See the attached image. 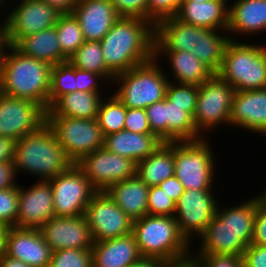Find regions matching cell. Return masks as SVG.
<instances>
[{"label":"cell","instance_id":"obj_1","mask_svg":"<svg viewBox=\"0 0 266 267\" xmlns=\"http://www.w3.org/2000/svg\"><path fill=\"white\" fill-rule=\"evenodd\" d=\"M155 25L139 17H119L100 41L107 68L116 76L154 58Z\"/></svg>","mask_w":266,"mask_h":267},{"label":"cell","instance_id":"obj_2","mask_svg":"<svg viewBox=\"0 0 266 267\" xmlns=\"http://www.w3.org/2000/svg\"><path fill=\"white\" fill-rule=\"evenodd\" d=\"M52 66L26 56L9 45L3 62L0 92L39 104L49 109V92Z\"/></svg>","mask_w":266,"mask_h":267},{"label":"cell","instance_id":"obj_3","mask_svg":"<svg viewBox=\"0 0 266 267\" xmlns=\"http://www.w3.org/2000/svg\"><path fill=\"white\" fill-rule=\"evenodd\" d=\"M13 164L16 174L21 170L48 181L66 171L73 162L45 123L38 131L15 142Z\"/></svg>","mask_w":266,"mask_h":267},{"label":"cell","instance_id":"obj_4","mask_svg":"<svg viewBox=\"0 0 266 267\" xmlns=\"http://www.w3.org/2000/svg\"><path fill=\"white\" fill-rule=\"evenodd\" d=\"M132 234L142 258L166 262L192 252L191 244L181 234L174 216L146 215L136 219L132 224Z\"/></svg>","mask_w":266,"mask_h":267},{"label":"cell","instance_id":"obj_5","mask_svg":"<svg viewBox=\"0 0 266 267\" xmlns=\"http://www.w3.org/2000/svg\"><path fill=\"white\" fill-rule=\"evenodd\" d=\"M230 38L217 74L235 91L266 88V46Z\"/></svg>","mask_w":266,"mask_h":267},{"label":"cell","instance_id":"obj_6","mask_svg":"<svg viewBox=\"0 0 266 267\" xmlns=\"http://www.w3.org/2000/svg\"><path fill=\"white\" fill-rule=\"evenodd\" d=\"M155 58L114 77L116 97L127 108L146 109L166 98L170 82Z\"/></svg>","mask_w":266,"mask_h":267},{"label":"cell","instance_id":"obj_7","mask_svg":"<svg viewBox=\"0 0 266 267\" xmlns=\"http://www.w3.org/2000/svg\"><path fill=\"white\" fill-rule=\"evenodd\" d=\"M208 139L174 142V175L185 190L212 189L214 155Z\"/></svg>","mask_w":266,"mask_h":267},{"label":"cell","instance_id":"obj_8","mask_svg":"<svg viewBox=\"0 0 266 267\" xmlns=\"http://www.w3.org/2000/svg\"><path fill=\"white\" fill-rule=\"evenodd\" d=\"M46 123L54 131L66 156L75 164L85 155L104 147L105 137L97 118L46 116Z\"/></svg>","mask_w":266,"mask_h":267},{"label":"cell","instance_id":"obj_9","mask_svg":"<svg viewBox=\"0 0 266 267\" xmlns=\"http://www.w3.org/2000/svg\"><path fill=\"white\" fill-rule=\"evenodd\" d=\"M234 93V87L217 73L198 85L193 121L201 136L222 123L229 125Z\"/></svg>","mask_w":266,"mask_h":267},{"label":"cell","instance_id":"obj_10","mask_svg":"<svg viewBox=\"0 0 266 267\" xmlns=\"http://www.w3.org/2000/svg\"><path fill=\"white\" fill-rule=\"evenodd\" d=\"M48 181L52 187L55 216L84 215L92 196L97 192L75 163Z\"/></svg>","mask_w":266,"mask_h":267},{"label":"cell","instance_id":"obj_11","mask_svg":"<svg viewBox=\"0 0 266 267\" xmlns=\"http://www.w3.org/2000/svg\"><path fill=\"white\" fill-rule=\"evenodd\" d=\"M0 24L6 41L14 46L21 38L56 25L60 13L44 0H21Z\"/></svg>","mask_w":266,"mask_h":267},{"label":"cell","instance_id":"obj_12","mask_svg":"<svg viewBox=\"0 0 266 267\" xmlns=\"http://www.w3.org/2000/svg\"><path fill=\"white\" fill-rule=\"evenodd\" d=\"M212 191L184 190L176 202L174 217L181 234L189 243L192 239L199 238L215 217L218 199Z\"/></svg>","mask_w":266,"mask_h":267},{"label":"cell","instance_id":"obj_13","mask_svg":"<svg viewBox=\"0 0 266 267\" xmlns=\"http://www.w3.org/2000/svg\"><path fill=\"white\" fill-rule=\"evenodd\" d=\"M93 242L126 236L132 233L133 220L109 197L97 191L85 210Z\"/></svg>","mask_w":266,"mask_h":267},{"label":"cell","instance_id":"obj_14","mask_svg":"<svg viewBox=\"0 0 266 267\" xmlns=\"http://www.w3.org/2000/svg\"><path fill=\"white\" fill-rule=\"evenodd\" d=\"M46 123V111L37 103L0 92V136L18 141Z\"/></svg>","mask_w":266,"mask_h":267},{"label":"cell","instance_id":"obj_15","mask_svg":"<svg viewBox=\"0 0 266 267\" xmlns=\"http://www.w3.org/2000/svg\"><path fill=\"white\" fill-rule=\"evenodd\" d=\"M76 165L97 191L135 175L136 163L102 147L82 157Z\"/></svg>","mask_w":266,"mask_h":267},{"label":"cell","instance_id":"obj_16","mask_svg":"<svg viewBox=\"0 0 266 267\" xmlns=\"http://www.w3.org/2000/svg\"><path fill=\"white\" fill-rule=\"evenodd\" d=\"M53 251L62 249H92L93 239L85 215L54 216L39 228Z\"/></svg>","mask_w":266,"mask_h":267},{"label":"cell","instance_id":"obj_17","mask_svg":"<svg viewBox=\"0 0 266 267\" xmlns=\"http://www.w3.org/2000/svg\"><path fill=\"white\" fill-rule=\"evenodd\" d=\"M55 216L49 181L39 180L28 189L19 185L18 217L15 227L40 228Z\"/></svg>","mask_w":266,"mask_h":267},{"label":"cell","instance_id":"obj_18","mask_svg":"<svg viewBox=\"0 0 266 267\" xmlns=\"http://www.w3.org/2000/svg\"><path fill=\"white\" fill-rule=\"evenodd\" d=\"M52 250L38 228L9 227L6 235V255L31 267H49Z\"/></svg>","mask_w":266,"mask_h":267},{"label":"cell","instance_id":"obj_19","mask_svg":"<svg viewBox=\"0 0 266 267\" xmlns=\"http://www.w3.org/2000/svg\"><path fill=\"white\" fill-rule=\"evenodd\" d=\"M72 14L85 41H101L120 17L110 0H78Z\"/></svg>","mask_w":266,"mask_h":267},{"label":"cell","instance_id":"obj_20","mask_svg":"<svg viewBox=\"0 0 266 267\" xmlns=\"http://www.w3.org/2000/svg\"><path fill=\"white\" fill-rule=\"evenodd\" d=\"M229 125L266 134V88L235 91Z\"/></svg>","mask_w":266,"mask_h":267},{"label":"cell","instance_id":"obj_21","mask_svg":"<svg viewBox=\"0 0 266 267\" xmlns=\"http://www.w3.org/2000/svg\"><path fill=\"white\" fill-rule=\"evenodd\" d=\"M229 4L226 0H208L203 3L181 1L175 17L185 24L225 32L228 28Z\"/></svg>","mask_w":266,"mask_h":267},{"label":"cell","instance_id":"obj_22","mask_svg":"<svg viewBox=\"0 0 266 267\" xmlns=\"http://www.w3.org/2000/svg\"><path fill=\"white\" fill-rule=\"evenodd\" d=\"M91 250L93 267H128L142 258L132 233L94 242Z\"/></svg>","mask_w":266,"mask_h":267},{"label":"cell","instance_id":"obj_23","mask_svg":"<svg viewBox=\"0 0 266 267\" xmlns=\"http://www.w3.org/2000/svg\"><path fill=\"white\" fill-rule=\"evenodd\" d=\"M198 42V27L174 17L155 24L154 51H188Z\"/></svg>","mask_w":266,"mask_h":267},{"label":"cell","instance_id":"obj_24","mask_svg":"<svg viewBox=\"0 0 266 267\" xmlns=\"http://www.w3.org/2000/svg\"><path fill=\"white\" fill-rule=\"evenodd\" d=\"M149 188L136 174L109 186L105 192L133 221L148 215Z\"/></svg>","mask_w":266,"mask_h":267},{"label":"cell","instance_id":"obj_25","mask_svg":"<svg viewBox=\"0 0 266 267\" xmlns=\"http://www.w3.org/2000/svg\"><path fill=\"white\" fill-rule=\"evenodd\" d=\"M163 142L155 134L134 133L121 130L104 138V148L137 163L146 159Z\"/></svg>","mask_w":266,"mask_h":267},{"label":"cell","instance_id":"obj_26","mask_svg":"<svg viewBox=\"0 0 266 267\" xmlns=\"http://www.w3.org/2000/svg\"><path fill=\"white\" fill-rule=\"evenodd\" d=\"M227 31L252 36L266 31V0H234L229 6Z\"/></svg>","mask_w":266,"mask_h":267},{"label":"cell","instance_id":"obj_27","mask_svg":"<svg viewBox=\"0 0 266 267\" xmlns=\"http://www.w3.org/2000/svg\"><path fill=\"white\" fill-rule=\"evenodd\" d=\"M198 239L202 244L197 251H192L193 255L242 256L247 248L239 236H236L216 215Z\"/></svg>","mask_w":266,"mask_h":267},{"label":"cell","instance_id":"obj_28","mask_svg":"<svg viewBox=\"0 0 266 267\" xmlns=\"http://www.w3.org/2000/svg\"><path fill=\"white\" fill-rule=\"evenodd\" d=\"M14 47L22 54L51 66L68 61L61 52L55 26L21 38Z\"/></svg>","mask_w":266,"mask_h":267},{"label":"cell","instance_id":"obj_29","mask_svg":"<svg viewBox=\"0 0 266 267\" xmlns=\"http://www.w3.org/2000/svg\"><path fill=\"white\" fill-rule=\"evenodd\" d=\"M165 56L170 63L175 83L201 85L214 72L200 61L192 52L188 51H154V58Z\"/></svg>","mask_w":266,"mask_h":267},{"label":"cell","instance_id":"obj_30","mask_svg":"<svg viewBox=\"0 0 266 267\" xmlns=\"http://www.w3.org/2000/svg\"><path fill=\"white\" fill-rule=\"evenodd\" d=\"M100 92L75 91L59 97L46 111V116L95 119L103 96Z\"/></svg>","mask_w":266,"mask_h":267},{"label":"cell","instance_id":"obj_31","mask_svg":"<svg viewBox=\"0 0 266 267\" xmlns=\"http://www.w3.org/2000/svg\"><path fill=\"white\" fill-rule=\"evenodd\" d=\"M174 142H163L146 159L136 163L135 174L148 187L174 176Z\"/></svg>","mask_w":266,"mask_h":267},{"label":"cell","instance_id":"obj_32","mask_svg":"<svg viewBox=\"0 0 266 267\" xmlns=\"http://www.w3.org/2000/svg\"><path fill=\"white\" fill-rule=\"evenodd\" d=\"M260 199V194L252 197L242 204L226 209H220V203L216 209V216L225 222V225L246 245L251 244L254 231V222L257 212V203Z\"/></svg>","mask_w":266,"mask_h":267},{"label":"cell","instance_id":"obj_33","mask_svg":"<svg viewBox=\"0 0 266 267\" xmlns=\"http://www.w3.org/2000/svg\"><path fill=\"white\" fill-rule=\"evenodd\" d=\"M222 30L205 29L198 27V42L191 52L214 73H217L222 65L224 51L230 41L228 34L225 37Z\"/></svg>","mask_w":266,"mask_h":267},{"label":"cell","instance_id":"obj_34","mask_svg":"<svg viewBox=\"0 0 266 267\" xmlns=\"http://www.w3.org/2000/svg\"><path fill=\"white\" fill-rule=\"evenodd\" d=\"M200 136L193 118L187 113V107L173 105L166 98V142L196 141Z\"/></svg>","mask_w":266,"mask_h":267},{"label":"cell","instance_id":"obj_35","mask_svg":"<svg viewBox=\"0 0 266 267\" xmlns=\"http://www.w3.org/2000/svg\"><path fill=\"white\" fill-rule=\"evenodd\" d=\"M68 61L76 68L101 75L104 82L114 80L115 75L105 64L100 41H85Z\"/></svg>","mask_w":266,"mask_h":267},{"label":"cell","instance_id":"obj_36","mask_svg":"<svg viewBox=\"0 0 266 267\" xmlns=\"http://www.w3.org/2000/svg\"><path fill=\"white\" fill-rule=\"evenodd\" d=\"M126 112L127 107L115 94L101 101L97 120L104 137L124 130Z\"/></svg>","mask_w":266,"mask_h":267},{"label":"cell","instance_id":"obj_37","mask_svg":"<svg viewBox=\"0 0 266 267\" xmlns=\"http://www.w3.org/2000/svg\"><path fill=\"white\" fill-rule=\"evenodd\" d=\"M55 28L61 52L69 58L85 42L78 20L72 13L60 14Z\"/></svg>","mask_w":266,"mask_h":267},{"label":"cell","instance_id":"obj_38","mask_svg":"<svg viewBox=\"0 0 266 267\" xmlns=\"http://www.w3.org/2000/svg\"><path fill=\"white\" fill-rule=\"evenodd\" d=\"M77 91L75 67L69 62L51 68L49 107L61 96Z\"/></svg>","mask_w":266,"mask_h":267},{"label":"cell","instance_id":"obj_39","mask_svg":"<svg viewBox=\"0 0 266 267\" xmlns=\"http://www.w3.org/2000/svg\"><path fill=\"white\" fill-rule=\"evenodd\" d=\"M198 97V85L169 82L166 98L178 107H187V113L193 118Z\"/></svg>","mask_w":266,"mask_h":267},{"label":"cell","instance_id":"obj_40","mask_svg":"<svg viewBox=\"0 0 266 267\" xmlns=\"http://www.w3.org/2000/svg\"><path fill=\"white\" fill-rule=\"evenodd\" d=\"M49 267H93L91 249H62L53 251Z\"/></svg>","mask_w":266,"mask_h":267},{"label":"cell","instance_id":"obj_41","mask_svg":"<svg viewBox=\"0 0 266 267\" xmlns=\"http://www.w3.org/2000/svg\"><path fill=\"white\" fill-rule=\"evenodd\" d=\"M19 186L0 190V224L15 226L18 217Z\"/></svg>","mask_w":266,"mask_h":267},{"label":"cell","instance_id":"obj_42","mask_svg":"<svg viewBox=\"0 0 266 267\" xmlns=\"http://www.w3.org/2000/svg\"><path fill=\"white\" fill-rule=\"evenodd\" d=\"M148 215L174 216L176 202L172 200L158 185L151 186L148 192Z\"/></svg>","mask_w":266,"mask_h":267},{"label":"cell","instance_id":"obj_43","mask_svg":"<svg viewBox=\"0 0 266 267\" xmlns=\"http://www.w3.org/2000/svg\"><path fill=\"white\" fill-rule=\"evenodd\" d=\"M182 0H147V20L154 25L168 17L177 15Z\"/></svg>","mask_w":266,"mask_h":267},{"label":"cell","instance_id":"obj_44","mask_svg":"<svg viewBox=\"0 0 266 267\" xmlns=\"http://www.w3.org/2000/svg\"><path fill=\"white\" fill-rule=\"evenodd\" d=\"M151 132L166 142V98L155 102L146 109Z\"/></svg>","mask_w":266,"mask_h":267},{"label":"cell","instance_id":"obj_45","mask_svg":"<svg viewBox=\"0 0 266 267\" xmlns=\"http://www.w3.org/2000/svg\"><path fill=\"white\" fill-rule=\"evenodd\" d=\"M124 130L134 133L153 134L149 126L146 110L127 108Z\"/></svg>","mask_w":266,"mask_h":267},{"label":"cell","instance_id":"obj_46","mask_svg":"<svg viewBox=\"0 0 266 267\" xmlns=\"http://www.w3.org/2000/svg\"><path fill=\"white\" fill-rule=\"evenodd\" d=\"M120 17H139L147 20V0H110Z\"/></svg>","mask_w":266,"mask_h":267},{"label":"cell","instance_id":"obj_47","mask_svg":"<svg viewBox=\"0 0 266 267\" xmlns=\"http://www.w3.org/2000/svg\"><path fill=\"white\" fill-rule=\"evenodd\" d=\"M260 194L251 244L266 246V191Z\"/></svg>","mask_w":266,"mask_h":267},{"label":"cell","instance_id":"obj_48","mask_svg":"<svg viewBox=\"0 0 266 267\" xmlns=\"http://www.w3.org/2000/svg\"><path fill=\"white\" fill-rule=\"evenodd\" d=\"M201 267H243L242 256L194 255Z\"/></svg>","mask_w":266,"mask_h":267},{"label":"cell","instance_id":"obj_49","mask_svg":"<svg viewBox=\"0 0 266 267\" xmlns=\"http://www.w3.org/2000/svg\"><path fill=\"white\" fill-rule=\"evenodd\" d=\"M75 79L77 91L100 92L98 82H101L104 78L99 74L75 67Z\"/></svg>","mask_w":266,"mask_h":267},{"label":"cell","instance_id":"obj_50","mask_svg":"<svg viewBox=\"0 0 266 267\" xmlns=\"http://www.w3.org/2000/svg\"><path fill=\"white\" fill-rule=\"evenodd\" d=\"M243 267H266V246L250 244L242 255Z\"/></svg>","mask_w":266,"mask_h":267},{"label":"cell","instance_id":"obj_51","mask_svg":"<svg viewBox=\"0 0 266 267\" xmlns=\"http://www.w3.org/2000/svg\"><path fill=\"white\" fill-rule=\"evenodd\" d=\"M15 177L16 170L13 161L0 162V190L18 187Z\"/></svg>","mask_w":266,"mask_h":267},{"label":"cell","instance_id":"obj_52","mask_svg":"<svg viewBox=\"0 0 266 267\" xmlns=\"http://www.w3.org/2000/svg\"><path fill=\"white\" fill-rule=\"evenodd\" d=\"M163 191L175 202L178 201L179 197L184 193V186L174 175L167 178L158 185Z\"/></svg>","mask_w":266,"mask_h":267},{"label":"cell","instance_id":"obj_53","mask_svg":"<svg viewBox=\"0 0 266 267\" xmlns=\"http://www.w3.org/2000/svg\"><path fill=\"white\" fill-rule=\"evenodd\" d=\"M15 142L9 137L0 136V162L13 161Z\"/></svg>","mask_w":266,"mask_h":267},{"label":"cell","instance_id":"obj_54","mask_svg":"<svg viewBox=\"0 0 266 267\" xmlns=\"http://www.w3.org/2000/svg\"><path fill=\"white\" fill-rule=\"evenodd\" d=\"M164 267H201V265L193 253H190L179 259L166 261Z\"/></svg>","mask_w":266,"mask_h":267},{"label":"cell","instance_id":"obj_55","mask_svg":"<svg viewBox=\"0 0 266 267\" xmlns=\"http://www.w3.org/2000/svg\"><path fill=\"white\" fill-rule=\"evenodd\" d=\"M51 7L55 8L60 14L72 13L78 0H44Z\"/></svg>","mask_w":266,"mask_h":267},{"label":"cell","instance_id":"obj_56","mask_svg":"<svg viewBox=\"0 0 266 267\" xmlns=\"http://www.w3.org/2000/svg\"><path fill=\"white\" fill-rule=\"evenodd\" d=\"M0 267H31V266H29L28 264L19 259H15L5 254L0 259Z\"/></svg>","mask_w":266,"mask_h":267},{"label":"cell","instance_id":"obj_57","mask_svg":"<svg viewBox=\"0 0 266 267\" xmlns=\"http://www.w3.org/2000/svg\"><path fill=\"white\" fill-rule=\"evenodd\" d=\"M165 261L150 259V258H141L138 262L131 264L128 267H164Z\"/></svg>","mask_w":266,"mask_h":267},{"label":"cell","instance_id":"obj_58","mask_svg":"<svg viewBox=\"0 0 266 267\" xmlns=\"http://www.w3.org/2000/svg\"><path fill=\"white\" fill-rule=\"evenodd\" d=\"M9 43L6 41L3 29L0 26V83L2 79L3 62Z\"/></svg>","mask_w":266,"mask_h":267},{"label":"cell","instance_id":"obj_59","mask_svg":"<svg viewBox=\"0 0 266 267\" xmlns=\"http://www.w3.org/2000/svg\"><path fill=\"white\" fill-rule=\"evenodd\" d=\"M7 230V227L0 224V259L6 254Z\"/></svg>","mask_w":266,"mask_h":267},{"label":"cell","instance_id":"obj_60","mask_svg":"<svg viewBox=\"0 0 266 267\" xmlns=\"http://www.w3.org/2000/svg\"><path fill=\"white\" fill-rule=\"evenodd\" d=\"M182 1H194V2L203 3V2L208 1V0H182Z\"/></svg>","mask_w":266,"mask_h":267},{"label":"cell","instance_id":"obj_61","mask_svg":"<svg viewBox=\"0 0 266 267\" xmlns=\"http://www.w3.org/2000/svg\"><path fill=\"white\" fill-rule=\"evenodd\" d=\"M5 2H7V0H0V8H2L1 5L3 6L5 4Z\"/></svg>","mask_w":266,"mask_h":267}]
</instances>
